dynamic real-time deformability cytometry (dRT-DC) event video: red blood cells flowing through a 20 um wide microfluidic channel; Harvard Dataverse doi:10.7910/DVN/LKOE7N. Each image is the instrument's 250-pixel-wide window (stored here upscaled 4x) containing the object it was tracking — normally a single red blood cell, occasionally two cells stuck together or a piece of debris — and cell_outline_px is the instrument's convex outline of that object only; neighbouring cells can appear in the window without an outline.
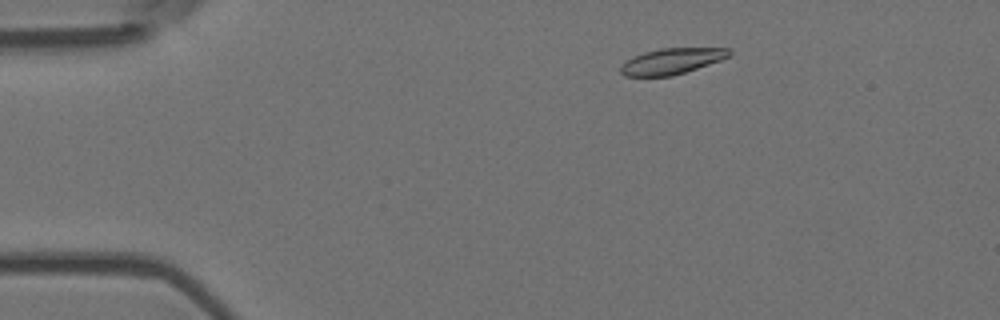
{"species": "Egyptian fruit bat (a non-hibernating species)", "species_latin": "Rousettus aegyptiacus", "temperature_condition": "room temperature", "stored_images_in_passage": 2, "camera_frame_rate_fps": 3000, "um_per_image_px": 0.085, "animal": {"sex": "female"}, "frame": {"image": 1, "passage_image": 2, "time_ms": 0.333, "image_size_px": [1000, 320], "cell_outline_px": [[732, 52], [728, 56], [720, 60], [672, 76], [624, 76], [620, 72], [620, 68], [632, 56], [644, 52], [660, 48], [732, 48]], "centroid_in_image_um": [57.09, 5.19], "position_along_channel_um": 27.9, "area_um2": 16.18}}